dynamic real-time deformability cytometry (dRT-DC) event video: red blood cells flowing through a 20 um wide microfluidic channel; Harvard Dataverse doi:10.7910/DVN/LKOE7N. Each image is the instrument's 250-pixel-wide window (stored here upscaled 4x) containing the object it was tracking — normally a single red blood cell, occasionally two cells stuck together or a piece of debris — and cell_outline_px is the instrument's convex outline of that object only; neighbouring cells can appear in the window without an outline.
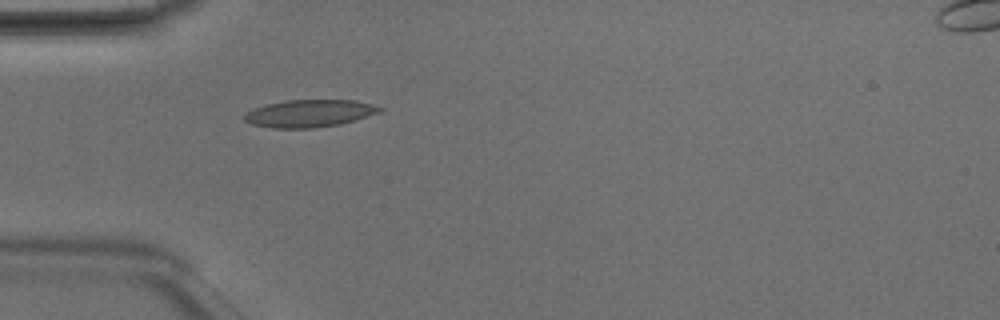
{"species": "Egyptian fruit bat (a non-hibernating species)", "species_latin": "Rousettus aegyptiacus", "temperature_condition": "room temperature", "stored_images_in_passage": 3, "camera_frame_rate_fps": 3000, "um_per_image_px": 0.085, "animal": {"sex": "male"}, "frame": {"image": 1, "passage_image": 3, "time_ms": 0.667, "image_size_px": [1000, 320], "cell_outline_px": [[384, 108], [380, 112], [356, 120], [340, 124], [312, 128], [272, 128], [252, 124], [244, 120], [244, 116], [248, 112], [256, 108], [268, 104], [284, 100], [356, 100]], "centroid_in_image_um": [26.33, 9.64], "position_along_channel_um": 58.7, "area_um2": 21.44}}